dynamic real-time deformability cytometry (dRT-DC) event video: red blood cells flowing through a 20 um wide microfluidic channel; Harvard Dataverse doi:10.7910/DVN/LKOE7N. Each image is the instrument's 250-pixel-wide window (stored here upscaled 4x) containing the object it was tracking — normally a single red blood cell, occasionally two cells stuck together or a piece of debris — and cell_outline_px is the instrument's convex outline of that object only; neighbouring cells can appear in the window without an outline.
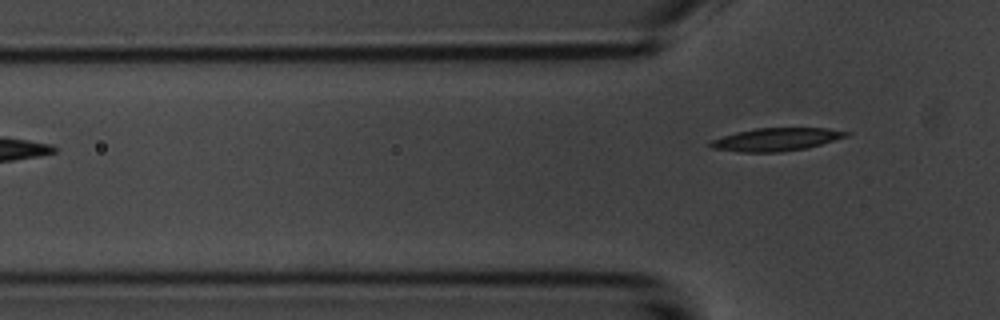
{"species": "common noctule bat (a hibernating species)", "species_latin": "Nyctalus noctula", "temperature_condition": "room temperature", "stored_images_in_passage": 4, "segment_of_instrument_passage": [2, 2], "camera_frame_rate_fps": 3000, "um_per_image_px": 0.085, "animal": {"sex": "male", "body_mass_g": 20.1, "forearm_length_mm": 53.5}, "frame": {"image": 1, "passage_image": 4, "time_ms": 3.333, "image_size_px": [1000, 320], "cell_outline_px": [[852, 132], [848, 136], [808, 148], [780, 152], [740, 152], [712, 148], [708, 144], [712, 140], [736, 132], [756, 128], [824, 128]], "centroid_in_image_um": [66.0, 11.85], "position_along_channel_um": 59.8, "area_um2": 18.09}}